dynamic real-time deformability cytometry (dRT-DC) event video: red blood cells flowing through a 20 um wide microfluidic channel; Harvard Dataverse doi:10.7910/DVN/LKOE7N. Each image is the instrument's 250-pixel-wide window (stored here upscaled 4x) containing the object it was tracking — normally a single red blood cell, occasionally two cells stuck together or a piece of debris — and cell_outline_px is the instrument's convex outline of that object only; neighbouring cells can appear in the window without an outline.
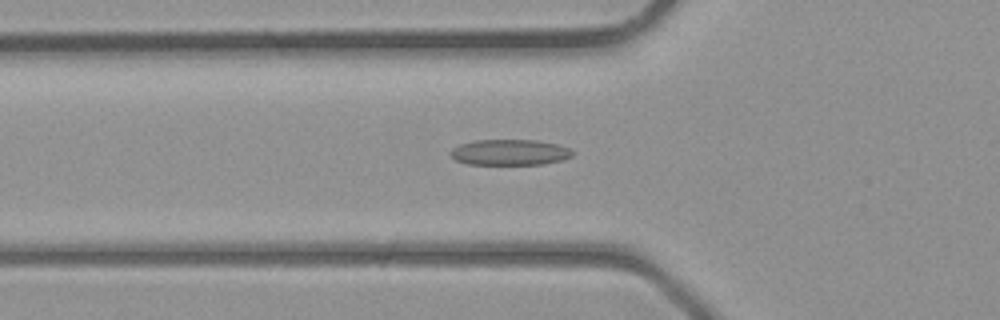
{"species": "common noctule bat (a hibernating species)", "species_latin": "Nyctalus noctula", "temperature_condition": "room temperature", "stored_images_in_passage": 40, "camera_frame_rate_fps": 3000, "um_per_image_px": 0.085, "animal": {"sex": "male", "body_mass_g": 23.1, "forearm_length_mm": 52.7}, "frame": {"image": 1, "passage_image": 14, "time_ms": 4.333, "image_size_px": [1000, 320], "cell_outline_px": [[572, 156], [560, 160], [540, 164], [468, 164], [456, 160], [448, 152], [452, 148], [460, 144], [476, 140], [536, 140], [556, 144], [572, 148]], "centroid_in_image_um": [43.31, 12.94], "position_along_channel_um": 82.5, "area_um2": 18.21}}
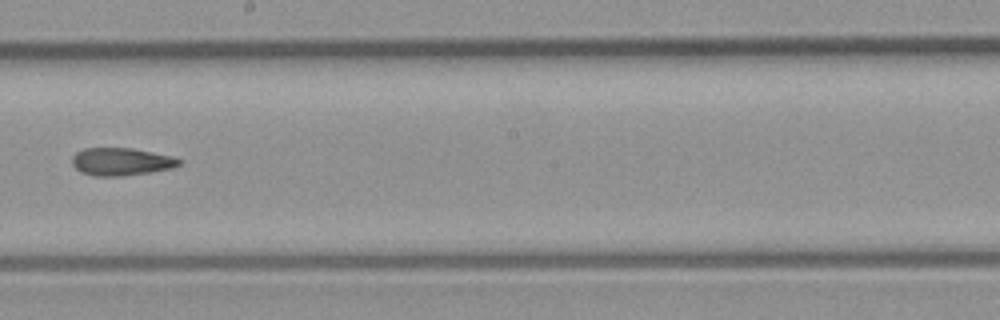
{"frame": {"image": 2, "passage_image": 23, "time_ms": 7.333, "image_size_px": [1000, 320], "cell_outline_px": [[184, 160], [180, 164], [172, 168], [152, 172], [120, 176], [92, 176], [80, 172], [72, 164], [72, 156], [76, 152], [84, 148], [132, 148], [172, 156]], "centroid_in_image_um": [10.3, 13.74], "position_along_channel_um": 237.9, "area_um2": 17.4}}
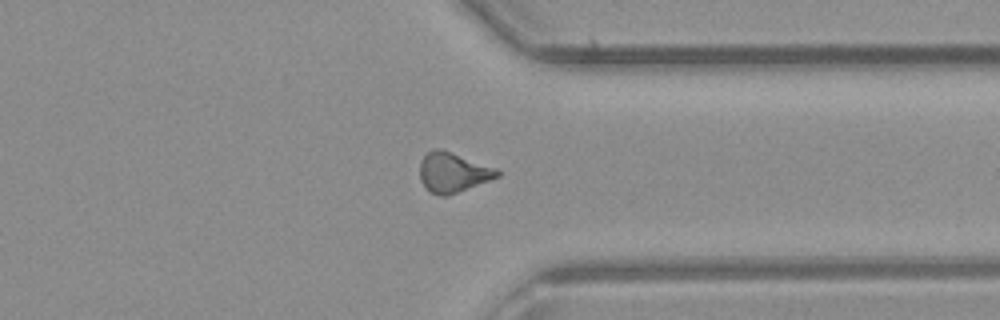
{"frame": {"image": 3, "passage_image": 31, "time_ms": 10.0, "image_size_px": [1000, 320], "cell_outline_px": [[500, 176], [448, 196], [440, 196], [428, 192], [420, 180], [420, 160], [432, 148], [440, 148], [500, 168]], "centroid_in_image_um": [38.51, 14.65], "position_along_channel_um": 372.9, "area_um2": 18.38}}